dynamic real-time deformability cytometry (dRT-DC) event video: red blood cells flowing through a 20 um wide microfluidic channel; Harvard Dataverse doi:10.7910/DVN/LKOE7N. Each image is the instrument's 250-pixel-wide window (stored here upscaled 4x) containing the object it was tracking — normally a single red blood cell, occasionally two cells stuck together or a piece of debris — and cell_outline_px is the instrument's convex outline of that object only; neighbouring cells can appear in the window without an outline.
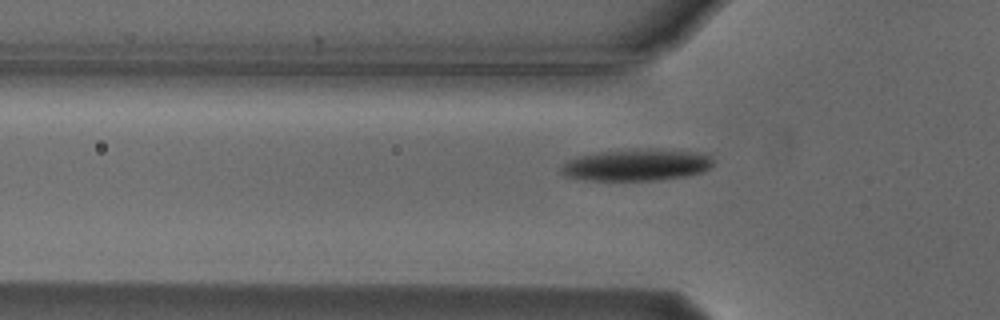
{"species": "Egyptian fruit bat (a non-hibernating species)", "species_latin": "Rousettus aegyptiacus", "temperature_condition": "cold", "stored_images_in_passage": 38, "camera_frame_rate_fps": 3000, "um_per_image_px": 0.085, "animal": {"sex": "male"}, "frame": {"image": 1, "passage_image": 3, "time_ms": 0.667, "image_size_px": [1000, 320], "cell_outline_px": [[712, 164], [704, 172], [684, 176], [660, 180], [588, 180], [564, 176], [560, 172], [560, 168], [568, 160], [580, 156], [600, 152], [652, 148], [660, 148], [708, 152], [712, 160]], "centroid_in_image_um": [54.18, 14.0], "position_along_channel_um": 71.6, "area_um2": 28.38}}
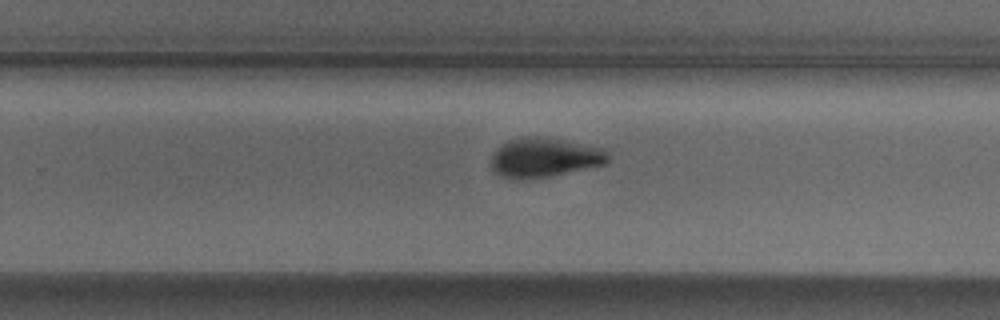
{"frame": {"image": 2, "passage_image": 20, "time_ms": 6.333, "image_size_px": [1000, 320], "cell_outline_px": [[608, 160], [604, 164], [552, 176], [524, 180], [512, 180], [500, 176], [492, 172], [492, 156], [496, 148], [508, 140], [524, 136], [536, 136], [560, 140], [604, 148], [608, 152]], "centroid_in_image_um": [46.22, 13.41], "position_along_channel_um": 283.6, "area_um2": 26.99}}
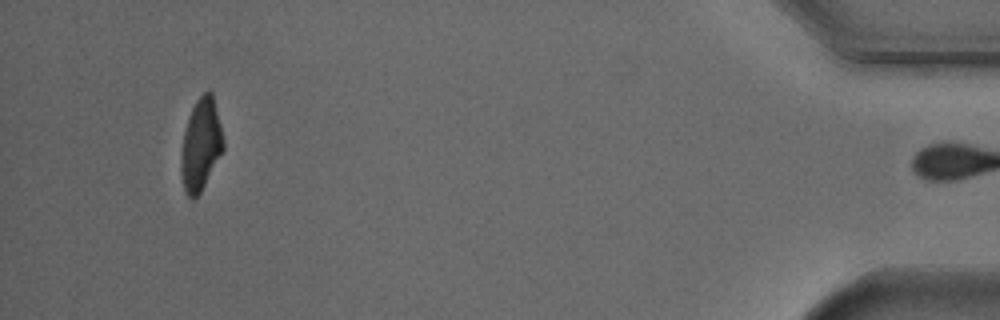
{"frame": {"image": 3, "passage_image": 37, "time_ms": 12.0, "image_size_px": [1000, 320], "cell_outline_px": [[224, 148], [200, 192], [192, 200], [184, 192], [180, 172], [180, 152], [184, 132], [192, 108], [196, 100], [208, 88], [212, 92], [224, 140]], "centroid_in_image_um": [17.05, 12.3], "position_along_channel_um": 418.2, "area_um2": 22.54}, "authors_computed_cell_mechanics": {"area_um2": 26.4435, "velocity_mm_per_s": 3.7392, "shape_relaxation_time_tau1_ms": 2.6689, "shape_relaxation_time_tau2_ms": null, "deformation_change_tau1": 0.1574, "deformation_change_tau2": null}}